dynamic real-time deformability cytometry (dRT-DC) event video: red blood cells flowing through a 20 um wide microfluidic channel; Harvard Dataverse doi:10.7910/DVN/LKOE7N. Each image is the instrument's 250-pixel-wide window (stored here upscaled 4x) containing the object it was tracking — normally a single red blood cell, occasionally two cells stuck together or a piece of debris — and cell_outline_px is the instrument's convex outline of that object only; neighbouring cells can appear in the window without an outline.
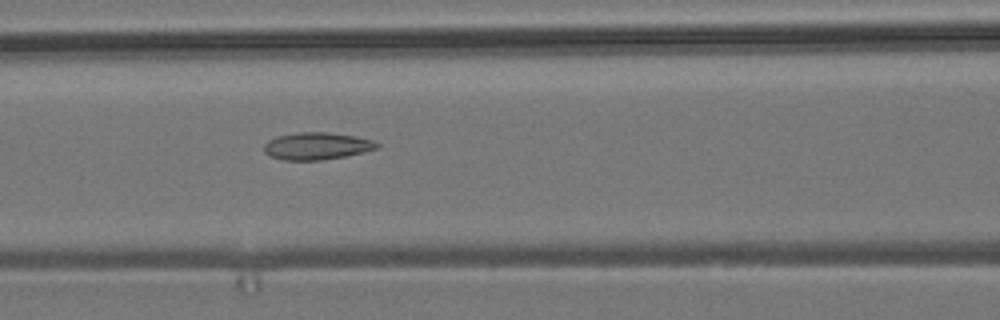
{"species": "common noctule bat (a hibernating species)", "species_latin": "Nyctalus noctula", "temperature_condition": "room temperature", "stored_images_in_passage": 19, "camera_frame_rate_fps": 3000, "um_per_image_px": 0.085, "animal": {"sex": "male", "body_mass_g": 19.2, "forearm_length_mm": 51.8}, "frame": {"image": 1, "passage_image": 13, "time_ms": 4.0, "image_size_px": [1000, 320], "cell_outline_px": [[380, 144], [376, 148], [364, 152], [344, 156], [320, 160], [284, 160], [268, 156], [264, 152], [264, 144], [268, 140], [276, 136], [300, 132], [328, 132], [356, 136], [372, 140]], "centroid_in_image_um": [26.89, 12.41], "position_along_channel_um": 139.7, "area_um2": 17.92}}
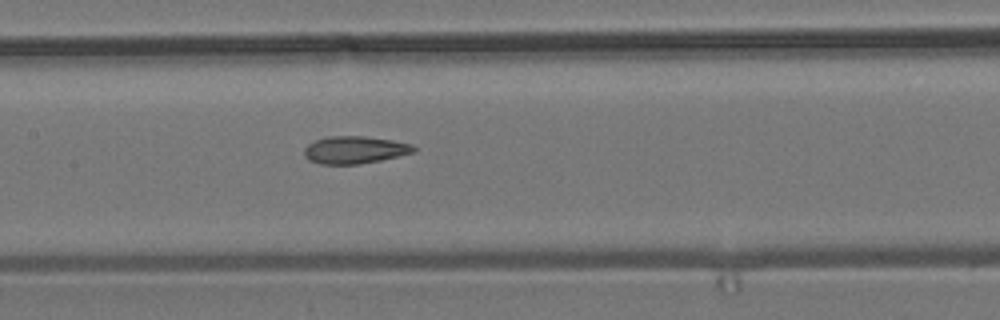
{"frame": {"image": 2, "passage_image": 16, "time_ms": 5.0, "image_size_px": [1000, 320], "cell_outline_px": [[416, 148], [412, 152], [380, 160], [356, 164], [320, 164], [308, 160], [304, 156], [304, 148], [308, 144], [316, 140], [328, 136], [364, 136], [392, 140], [412, 144]], "centroid_in_image_um": [30.1, 12.73], "position_along_channel_um": 177.3, "area_um2": 17.34}}
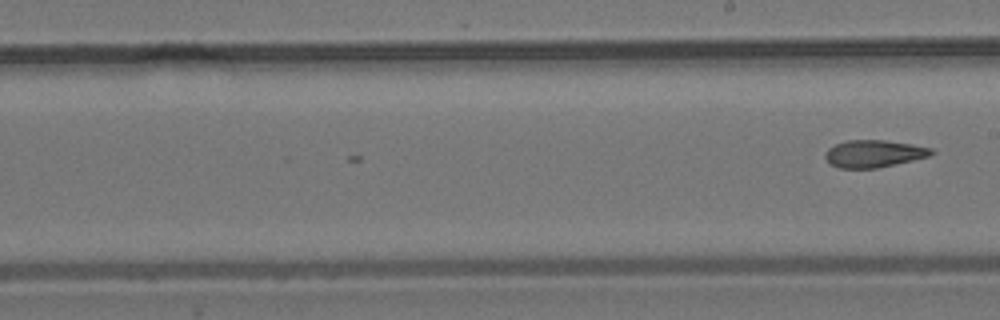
{"frame": {"image": 3, "passage_image": 19, "time_ms": 6.0, "image_size_px": [1000, 320], "cell_outline_px": [[936, 152], [928, 156], [896, 164], [876, 168], [840, 168], [828, 164], [824, 156], [824, 152], [828, 148], [836, 144], [848, 140], [884, 140], [912, 144], [932, 148]], "centroid_in_image_um": [74.24, 13.06], "position_along_channel_um": 214.8, "area_um2": 16.94}}